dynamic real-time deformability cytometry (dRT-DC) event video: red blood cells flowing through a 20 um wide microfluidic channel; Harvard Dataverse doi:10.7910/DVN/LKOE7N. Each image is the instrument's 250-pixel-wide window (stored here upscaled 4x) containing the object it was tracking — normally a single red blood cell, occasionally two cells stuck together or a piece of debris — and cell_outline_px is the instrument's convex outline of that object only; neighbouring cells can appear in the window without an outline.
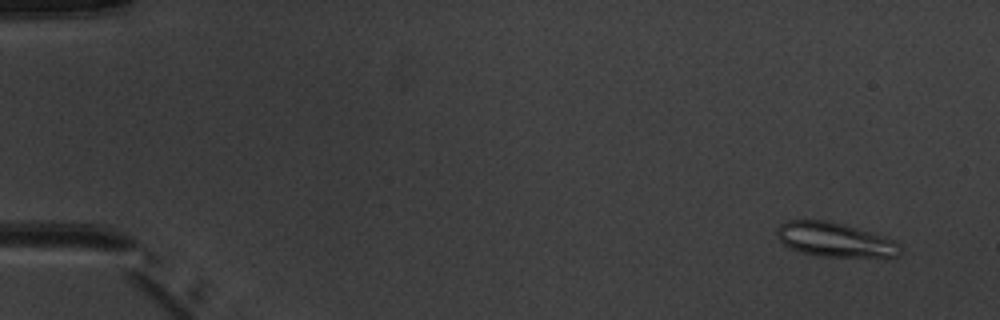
{"species": "common noctule bat (a hibernating species)", "species_latin": "Nyctalus noctula", "temperature_condition": "warm", "stored_images_in_passage": 4, "camera_frame_rate_fps": 3000, "um_per_image_px": 0.085, "animal": {"sex": "male", "body_mass_g": 20.1, "forearm_length_mm": 53.5}, "frame": {"image": 1, "passage_image": 1, "time_ms": 0.0, "image_size_px": [1000, 320], "cell_outline_px": [[900, 256], [884, 260], [816, 256], [800, 252], [784, 244], [780, 240], [776, 232], [776, 228], [784, 220], [824, 220], [844, 224], [884, 236], [896, 240], [900, 244]], "centroid_in_image_um": [71.07, 20.43], "position_along_channel_um": 13.9, "area_um2": 25.72}}
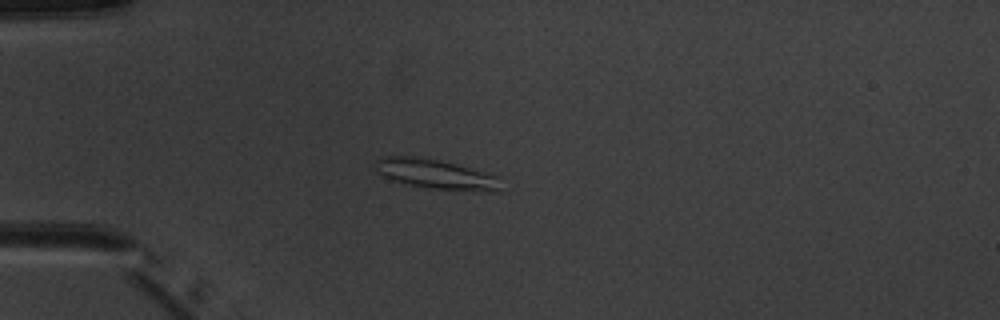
{"frame": {"image": 2, "passage_image": 4, "time_ms": 3.667, "image_size_px": [1000, 320], "cell_outline_px": [[504, 192], [488, 192], [432, 188], [392, 180], [384, 176], [372, 164], [380, 156], [412, 156], [436, 160], [456, 164], [500, 176]], "centroid_in_image_um": [37.15, 14.81], "position_along_channel_um": 47.8, "area_um2": 21.79}}